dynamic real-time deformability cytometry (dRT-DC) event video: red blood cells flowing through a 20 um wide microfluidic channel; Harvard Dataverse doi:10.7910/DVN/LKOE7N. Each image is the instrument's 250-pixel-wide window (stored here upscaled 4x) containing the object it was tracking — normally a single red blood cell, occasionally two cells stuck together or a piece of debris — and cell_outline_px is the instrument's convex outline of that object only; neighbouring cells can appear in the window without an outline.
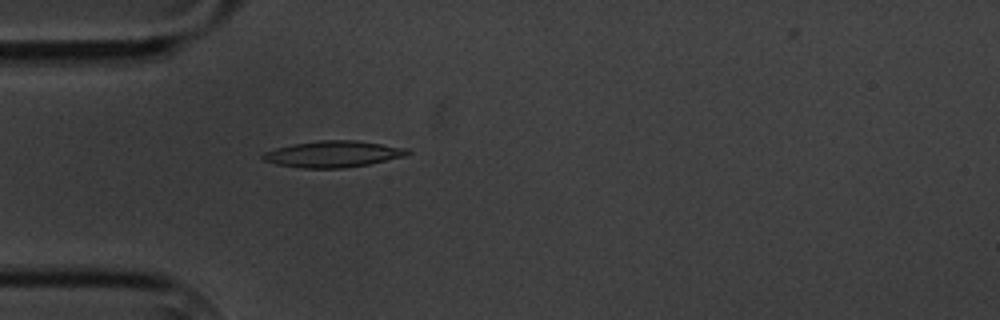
{"species": "common noctule bat (a hibernating species)", "species_latin": "Nyctalus noctula", "temperature_condition": "cold", "stored_images_in_passage": 4, "camera_frame_rate_fps": 3000, "um_per_image_px": 0.085, "animal": {"sex": "male", "body_mass_g": 20.1, "forearm_length_mm": 53.5}, "frame": {"image": 1, "passage_image": 4, "time_ms": 4.333, "image_size_px": [1000, 320], "cell_outline_px": [[412, 152], [404, 156], [368, 164], [344, 168], [304, 168], [276, 164], [264, 160], [260, 156], [264, 152], [276, 148], [292, 144], [320, 140], [356, 140], [408, 148]], "centroid_in_image_um": [28.31, 13.09], "position_along_channel_um": 56.7, "area_um2": 22.14}}